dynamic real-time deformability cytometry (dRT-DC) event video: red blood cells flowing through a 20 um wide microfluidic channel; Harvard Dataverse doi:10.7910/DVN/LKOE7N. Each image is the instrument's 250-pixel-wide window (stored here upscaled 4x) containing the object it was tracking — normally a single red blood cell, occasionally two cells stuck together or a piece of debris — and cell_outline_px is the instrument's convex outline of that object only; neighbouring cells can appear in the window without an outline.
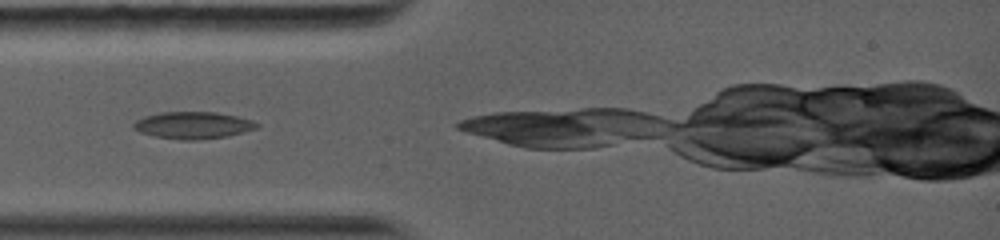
{"species": "common noctule bat (a hibernating species)", "species_latin": "Nyctalus noctula", "temperature_condition": "warm", "stored_images_in_passage": 17, "camera_frame_rate_fps": 5000, "um_per_image_px": 0.085, "animal": {"sex": "female", "body_mass_g": 19.0, "forearm_length_mm": 56.7}, "frame": {"image": 1, "passage_image": 1, "time_ms": 0.0, "image_size_px": [1000, 240], "cell_outline_px": [[260, 124], [256, 128], [228, 136], [196, 140], [180, 140], [156, 136], [140, 132], [132, 128], [132, 124], [136, 120], [144, 116], [160, 112], [216, 112], [236, 116], [252, 120]], "centroid_in_image_um": [16.38, 10.64], "position_along_channel_um": 68.6, "area_um2": 19.36}}